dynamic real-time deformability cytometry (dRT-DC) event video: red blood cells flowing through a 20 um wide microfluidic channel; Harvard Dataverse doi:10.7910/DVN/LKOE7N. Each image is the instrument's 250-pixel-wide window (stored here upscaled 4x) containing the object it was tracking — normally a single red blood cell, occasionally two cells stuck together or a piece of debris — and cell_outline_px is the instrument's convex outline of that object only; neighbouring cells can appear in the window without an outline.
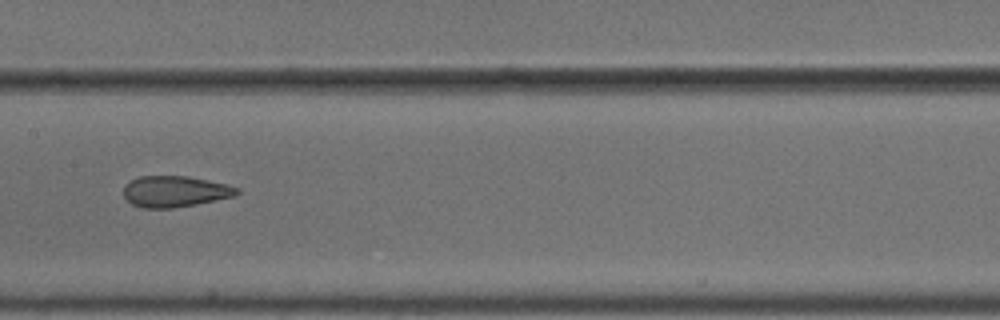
{"species": "common noctule bat (a hibernating species)", "species_latin": "Nyctalus noctula", "temperature_condition": "cold", "stored_images_in_passage": 12, "camera_frame_rate_fps": 3000, "um_per_image_px": 0.085, "animal": {"sex": "male", "body_mass_g": 18.8}, "frame": {"image": 1, "passage_image": 6, "time_ms": 1.667, "image_size_px": [1000, 320], "cell_outline_px": [[240, 192], [236, 196], [196, 204], [172, 208], [144, 208], [132, 204], [124, 196], [124, 188], [132, 180], [140, 176], [188, 176], [224, 184], [240, 188]], "centroid_in_image_um": [14.9, 16.28], "position_along_channel_um": 192.5, "area_um2": 20.35}}
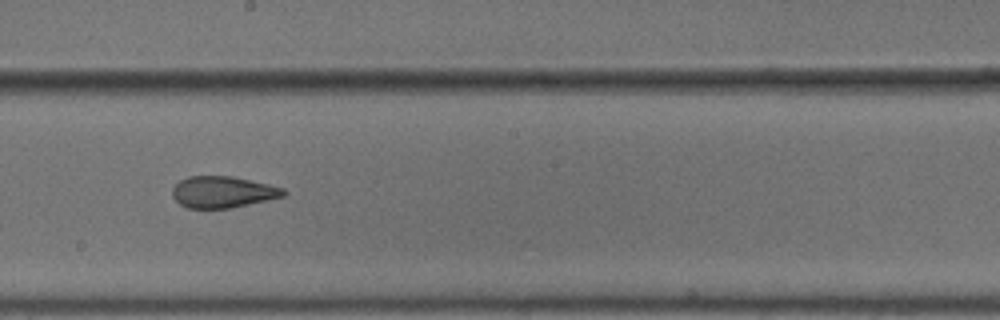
{"frame": {"image": 2, "passage_image": 7, "time_ms": 2.0, "image_size_px": [1000, 320], "cell_outline_px": [[288, 192], [284, 196], [228, 208], [188, 208], [180, 204], [172, 196], [172, 188], [180, 180], [188, 176], [232, 176], [268, 184], [284, 188]], "centroid_in_image_um": [18.92, 16.31], "position_along_channel_um": 229.3, "area_um2": 20.23}}
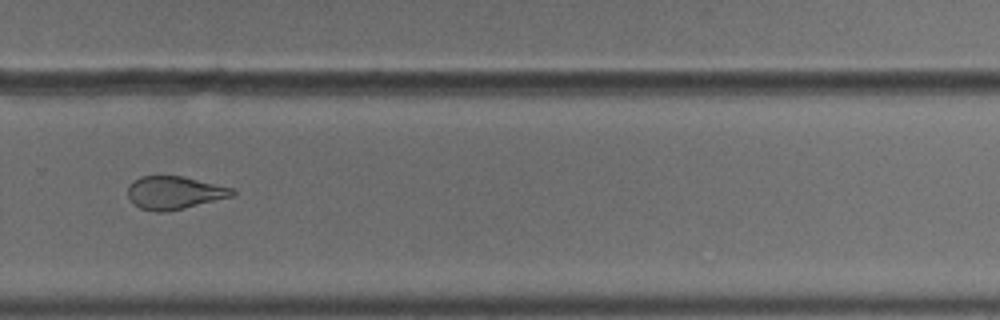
{"frame": {"image": 3, "passage_image": 9, "time_ms": 2.667, "image_size_px": [1000, 320], "cell_outline_px": [[236, 196], [168, 212], [156, 212], [140, 208], [132, 204], [128, 196], [128, 184], [132, 180], [140, 176], [180, 176], [232, 188], [236, 192]], "centroid_in_image_um": [14.8, 16.4], "position_along_channel_um": 315.0, "area_um2": 20.29}}